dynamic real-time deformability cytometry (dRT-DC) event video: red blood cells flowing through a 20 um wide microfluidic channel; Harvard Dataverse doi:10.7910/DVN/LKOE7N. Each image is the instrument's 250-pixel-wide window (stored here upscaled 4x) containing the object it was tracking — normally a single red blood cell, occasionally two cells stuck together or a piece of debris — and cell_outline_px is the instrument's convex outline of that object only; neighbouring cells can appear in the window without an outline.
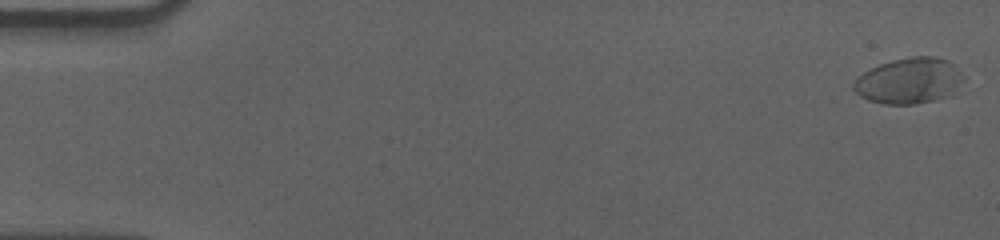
{"species": "human", "species_latin": "Homo sapiens", "temperature_condition": "cold", "stored_images_in_passage": 58, "camera_frame_rate_fps": 3000, "um_per_image_px": 0.085, "donor": {"sex": "male"}, "frame": {"image": 1, "passage_image": 1, "time_ms": 0.0, "image_size_px": [1000, 240], "cell_outline_px": [[964, 80], [952, 96], [936, 100], [916, 104], [884, 104], [868, 100], [860, 96], [852, 88], [852, 84], [856, 76], [880, 64], [892, 60], [912, 56], [932, 56], [948, 60], [964, 76]], "centroid_in_image_um": [77.28, 6.88], "position_along_channel_um": 7.7, "area_um2": 29.65}}
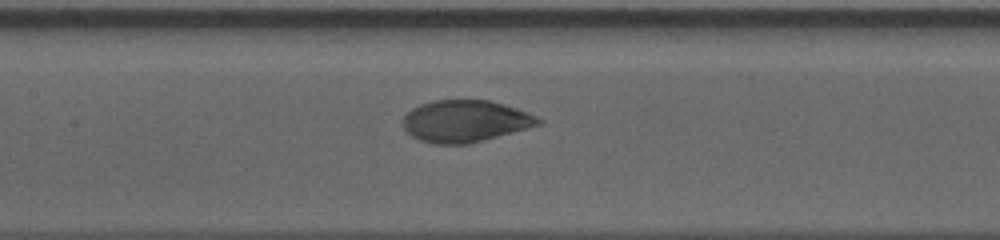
{"frame": {"image": 2, "passage_image": 28, "time_ms": 9.0, "image_size_px": [1000, 240], "cell_outline_px": [[544, 124], [468, 144], [432, 144], [420, 140], [404, 132], [400, 124], [400, 120], [412, 108], [420, 104], [436, 100], [488, 100], [504, 104], [516, 108], [536, 116], [544, 120]], "centroid_in_image_um": [39.51, 10.3], "position_along_channel_um": 167.9, "area_um2": 33.41}}
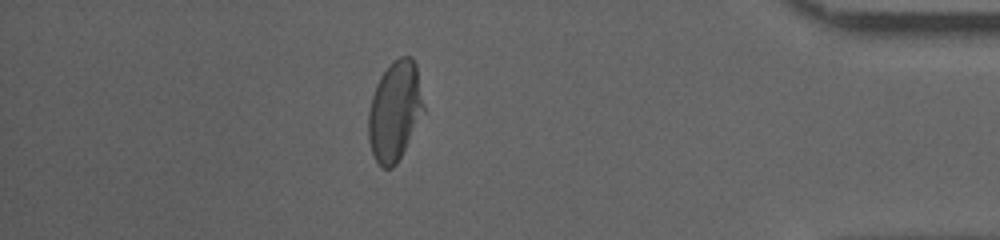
{"frame": {"image": 3, "passage_image": 51, "time_ms": 16.667, "image_size_px": [1000, 240], "cell_outline_px": [[424, 112], [396, 164], [392, 168], [384, 168], [376, 160], [372, 152], [368, 140], [368, 112], [372, 96], [376, 84], [380, 76], [400, 56], [412, 56], [416, 64], [424, 108]], "centroid_in_image_um": [33.55, 9.44], "position_along_channel_um": 401.7, "area_um2": 31.62}, "authors_computed_cell_mechanics": {"area_um2": 32.2813, "velocity_mm_per_s": 3.5555, "shape_relaxation_time_tau1_ms": 3.5175, "shape_relaxation_time_tau2_ms": 0.8378, "deformation_change_tau1": 0.1678, "deformation_change_tau2": 0.0407}}